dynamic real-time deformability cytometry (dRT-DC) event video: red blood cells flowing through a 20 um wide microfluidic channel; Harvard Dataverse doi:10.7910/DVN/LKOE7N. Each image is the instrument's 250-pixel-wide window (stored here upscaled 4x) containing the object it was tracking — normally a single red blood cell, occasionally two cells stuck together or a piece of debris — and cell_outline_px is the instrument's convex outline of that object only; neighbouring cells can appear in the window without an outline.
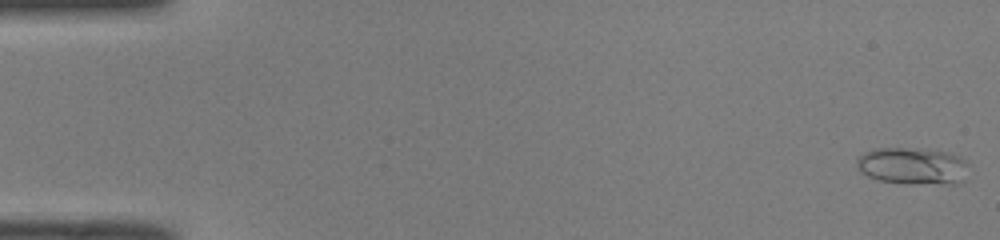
{"species": "common noctule bat (a hibernating species)", "species_latin": "Nyctalus noctula", "temperature_condition": "room temperature", "stored_images_in_passage": 13, "camera_frame_rate_fps": 3000, "um_per_image_px": 0.085, "animal": {"sex": "male", "body_mass_g": 19.0, "forearm_length_mm": 50.8}, "frame": {"image": 1, "passage_image": 1, "time_ms": 0.0, "image_size_px": [1000, 240], "cell_outline_px": [[968, 180], [960, 184], [904, 184], [880, 180], [868, 176], [860, 172], [856, 168], [856, 160], [864, 152], [876, 148], [904, 148], [952, 152], [968, 160]], "centroid_in_image_um": [77.66, 14.13], "position_along_channel_um": 7.3, "area_um2": 24.91}}